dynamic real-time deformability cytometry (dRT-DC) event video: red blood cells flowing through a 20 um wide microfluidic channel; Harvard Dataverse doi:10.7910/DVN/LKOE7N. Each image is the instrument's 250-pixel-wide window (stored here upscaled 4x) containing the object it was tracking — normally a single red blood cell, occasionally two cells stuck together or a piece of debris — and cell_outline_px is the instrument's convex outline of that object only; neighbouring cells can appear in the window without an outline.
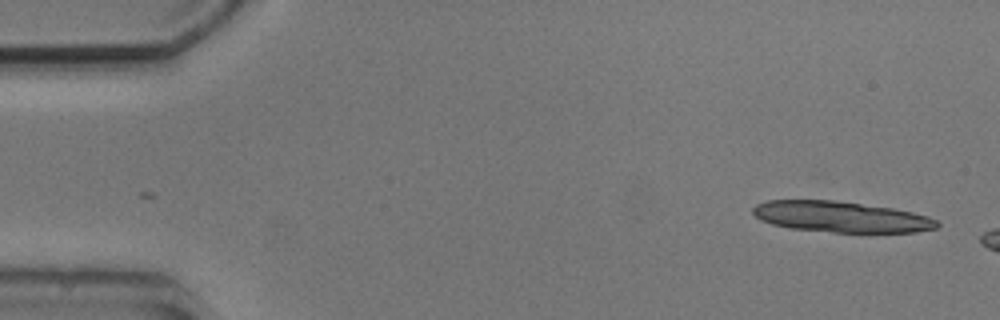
{"species": "common noctule bat (a hibernating species)", "species_latin": "Nyctalus noctula", "temperature_condition": "cold", "stored_images_in_passage": 3, "camera_frame_rate_fps": 3000, "um_per_image_px": 0.085, "animal": {"sex": "male", "body_mass_g": 20.5, "forearm_length_mm": 52.5}, "frame": {"image": 1, "passage_image": 1, "time_ms": 0.0, "image_size_px": [1000, 320], "cell_outline_px": [[940, 224], [936, 228], [916, 232], [832, 232], [792, 228], [772, 224], [760, 220], [752, 212], [752, 208], [756, 204], [768, 200], [836, 200], [892, 208], [912, 212], [928, 216], [936, 220]], "centroid_in_image_um": [71.47, 18.42], "position_along_channel_um": 13.5, "area_um2": 33.06}}